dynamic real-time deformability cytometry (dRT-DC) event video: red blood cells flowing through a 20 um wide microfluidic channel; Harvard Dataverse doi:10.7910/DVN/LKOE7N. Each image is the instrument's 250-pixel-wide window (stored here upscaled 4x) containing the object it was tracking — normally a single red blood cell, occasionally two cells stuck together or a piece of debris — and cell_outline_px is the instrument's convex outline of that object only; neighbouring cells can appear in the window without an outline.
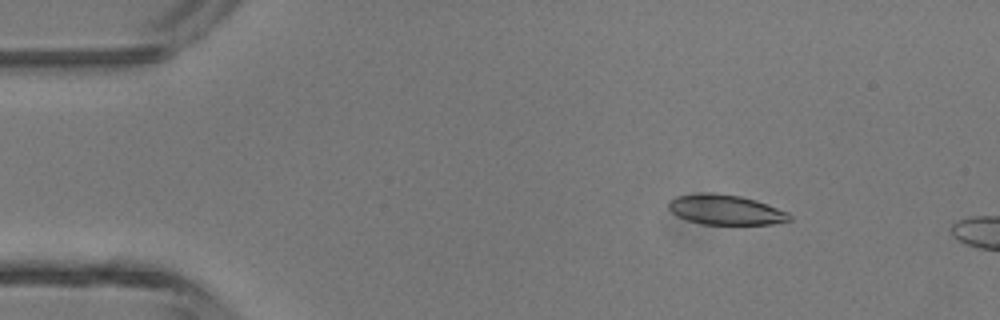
{"species": "common noctule bat (a hibernating species)", "species_latin": "Nyctalus noctula", "temperature_condition": "room temperature", "stored_images_in_passage": 3, "camera_frame_rate_fps": 3000, "um_per_image_px": 0.085, "animal": {"sex": "male", "body_mass_g": 13.3}, "frame": {"image": 1, "passage_image": 1, "time_ms": 0.0, "image_size_px": [1000, 320], "cell_outline_px": [[792, 220], [772, 224], [704, 224], [688, 220], [672, 212], [668, 208], [668, 200], [676, 196], [704, 192], [712, 192], [740, 196], [756, 200], [788, 212], [792, 216]], "centroid_in_image_um": [61.68, 17.82], "position_along_channel_um": 23.3, "area_um2": 21.1}}